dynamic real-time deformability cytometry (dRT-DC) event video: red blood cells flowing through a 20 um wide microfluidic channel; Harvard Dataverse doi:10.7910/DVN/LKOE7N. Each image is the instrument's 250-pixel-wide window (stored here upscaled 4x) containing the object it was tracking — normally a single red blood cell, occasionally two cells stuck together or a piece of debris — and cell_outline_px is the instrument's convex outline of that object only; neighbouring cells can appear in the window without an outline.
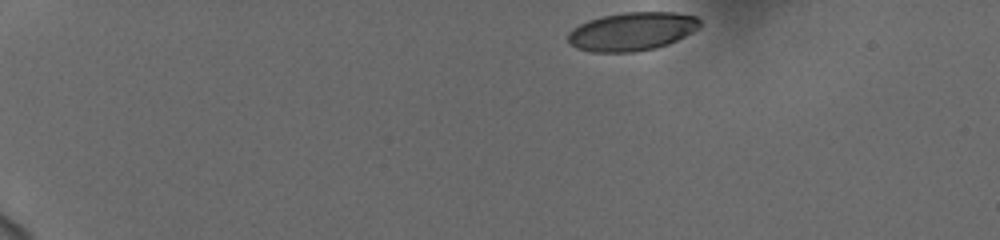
{"species": "human", "species_latin": "Homo sapiens", "temperature_condition": "cold", "stored_images_in_passage": 43, "camera_frame_rate_fps": 3000, "um_per_image_px": 0.085, "donor": {"sex": "female"}, "frame": {"image": 1, "passage_image": 1, "time_ms": 0.0, "image_size_px": [1000, 240], "cell_outline_px": [[700, 28], [668, 44], [656, 48], [632, 52], [592, 52], [576, 48], [568, 44], [568, 32], [572, 28], [588, 20], [600, 16], [624, 12], [676, 12], [696, 16], [700, 20]], "centroid_in_image_um": [53.7, 2.67], "position_along_channel_um": 31.3, "area_um2": 29.77}}
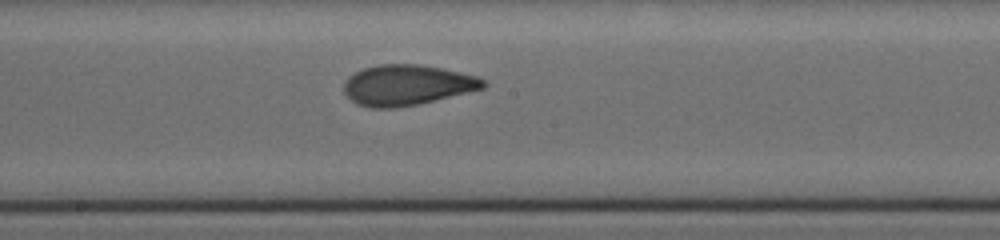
{"frame": {"image": 2, "passage_image": 24, "time_ms": 7.667, "image_size_px": [1000, 240], "cell_outline_px": [[488, 84], [484, 88], [416, 104], [396, 108], [372, 108], [356, 104], [344, 92], [344, 80], [348, 76], [364, 68], [380, 64], [420, 64], [440, 68], [476, 76], [484, 80]], "centroid_in_image_um": [34.56, 7.23], "position_along_channel_um": 213.6, "area_um2": 32.6}}
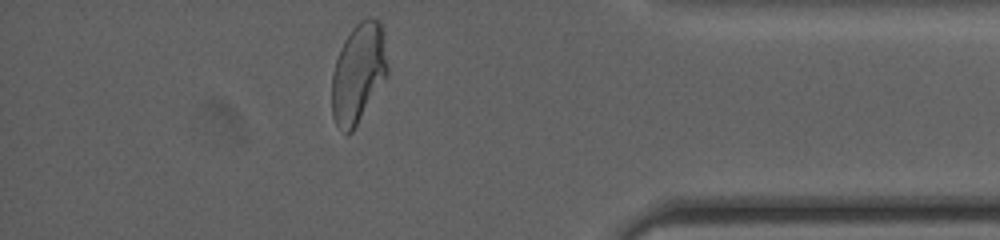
{"frame": {"image": 3, "passage_image": 41, "time_ms": 13.333, "image_size_px": [1000, 240], "cell_outline_px": [[388, 76], [352, 132], [344, 132], [336, 124], [332, 116], [332, 72], [340, 48], [344, 40], [352, 28], [360, 20], [368, 16], [372, 16], [380, 20], [384, 36], [388, 68]], "centroid_in_image_um": [30.47, 6.17], "position_along_channel_um": 404.7, "area_um2": 32.6}, "authors_computed_cell_mechanics": {"area_um2": 32.079, "velocity_mm_per_s": 3.7524, "shape_relaxation_time_tau1_ms": 3.6928, "shape_relaxation_time_tau2_ms": 1.3094, "deformation_change_tau1": 0.1761, "deformation_change_tau2": 0.0694}}